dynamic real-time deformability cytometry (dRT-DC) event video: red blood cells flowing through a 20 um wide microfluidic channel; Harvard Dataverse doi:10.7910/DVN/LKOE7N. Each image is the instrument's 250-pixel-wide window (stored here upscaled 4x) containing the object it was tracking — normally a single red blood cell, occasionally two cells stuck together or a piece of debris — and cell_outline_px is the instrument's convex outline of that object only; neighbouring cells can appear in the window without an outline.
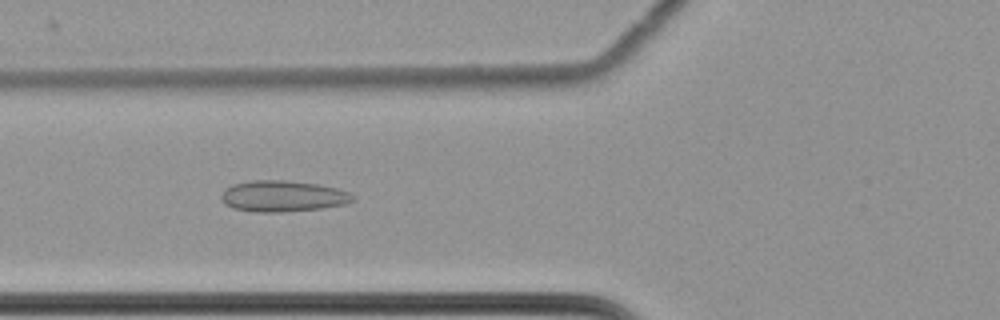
{"species": "common noctule bat (a hibernating species)", "species_latin": "Nyctalus noctula", "temperature_condition": "cold", "stored_images_in_passage": 61, "camera_frame_rate_fps": 3000, "um_per_image_px": 0.085, "animal": {"sex": "female", "body_mass_g": 22.7, "forearm_length_mm": 54.2}, "frame": {"image": 1, "passage_image": 25, "time_ms": 8.0, "image_size_px": [1000, 320], "cell_outline_px": [[356, 196], [348, 204], [320, 208], [284, 212], [256, 212], [232, 208], [224, 204], [220, 196], [224, 188], [232, 184], [248, 180], [284, 180], [316, 184], [336, 188], [348, 192]], "centroid_in_image_um": [23.99, 16.67], "position_along_channel_um": 101.8, "area_um2": 24.04}}
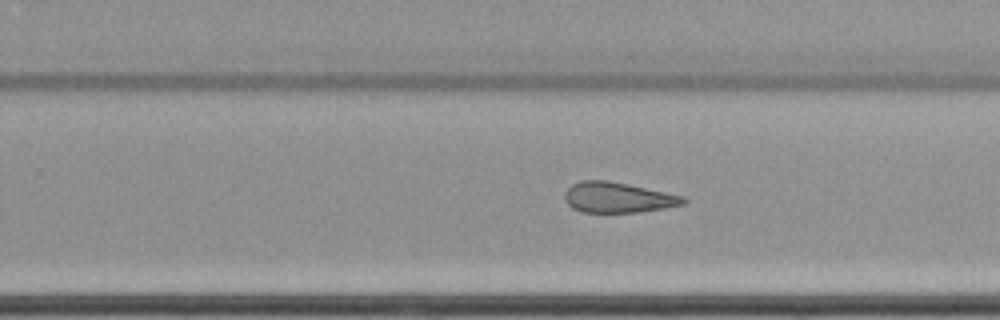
{"frame": {"image": 2, "passage_image": 40, "time_ms": 13.0, "image_size_px": [1000, 320], "cell_outline_px": [[688, 200], [684, 204], [664, 208], [640, 212], [580, 212], [572, 208], [564, 200], [564, 192], [572, 184], [580, 180], [608, 180], [628, 184], [684, 196]], "centroid_in_image_um": [52.49, 16.78], "position_along_channel_um": 277.3, "area_um2": 21.15}}
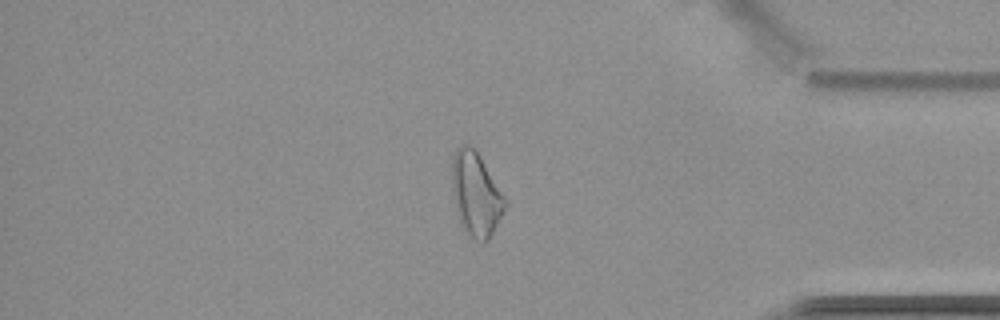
{"frame": {"image": 3, "passage_image": 52, "time_ms": 17.0, "image_size_px": [1000, 320], "cell_outline_px": [[508, 204], [504, 212], [488, 240], [484, 244], [468, 236], [460, 224], [456, 212], [452, 188], [452, 156], [456, 148], [460, 144], [472, 144], [480, 156], [508, 200]], "centroid_in_image_um": [40.46, 16.5], "position_along_channel_um": 394.7, "area_um2": 26.47}, "authors_computed_cell_mechanics": {"area_um2": 25.143, "velocity_mm_per_s": 3.512, "shape_relaxation_time_tau1_ms": null, "shape_relaxation_time_tau2_ms": 4.9547, "deformation_change_tau1": null, "deformation_change_tau2": 0.152}}